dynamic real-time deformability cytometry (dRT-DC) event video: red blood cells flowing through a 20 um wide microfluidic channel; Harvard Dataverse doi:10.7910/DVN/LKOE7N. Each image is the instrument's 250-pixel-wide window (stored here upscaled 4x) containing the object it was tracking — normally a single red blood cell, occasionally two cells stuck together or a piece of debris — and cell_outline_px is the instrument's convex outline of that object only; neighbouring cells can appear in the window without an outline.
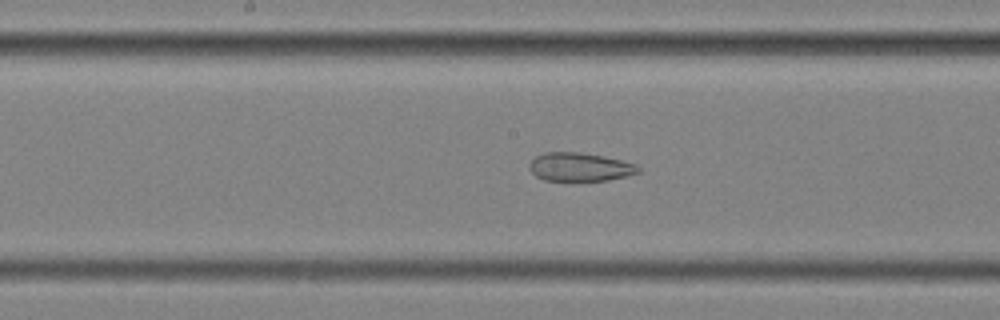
{"species": "common noctule bat (a hibernating species)", "species_latin": "Nyctalus noctula", "temperature_condition": "cold", "stored_images_in_passage": 19, "camera_frame_rate_fps": 3000, "um_per_image_px": 0.085, "animal": {"sex": "female", "body_mass_g": 25.1}, "frame": {"image": 1, "passage_image": 16, "time_ms": 5.0, "image_size_px": [1000, 320], "cell_outline_px": [[640, 172], [608, 180], [544, 180], [536, 176], [528, 168], [528, 164], [536, 156], [544, 152], [580, 152], [604, 156], [636, 164], [640, 168]], "centroid_in_image_um": [49.26, 14.18], "position_along_channel_um": 198.9, "area_um2": 17.98}}